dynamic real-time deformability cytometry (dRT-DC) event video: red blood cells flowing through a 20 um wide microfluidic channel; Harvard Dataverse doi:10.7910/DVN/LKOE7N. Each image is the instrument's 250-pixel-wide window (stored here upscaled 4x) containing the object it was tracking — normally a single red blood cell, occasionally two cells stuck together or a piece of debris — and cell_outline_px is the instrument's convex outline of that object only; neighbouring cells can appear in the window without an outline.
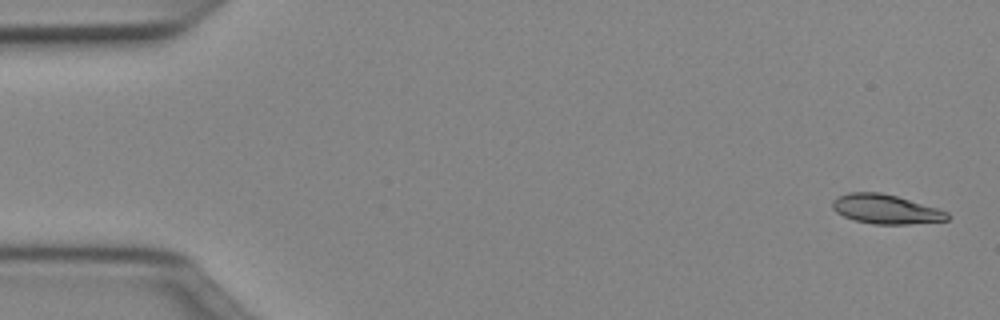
{"species": "Egyptian fruit bat (a non-hibernating species)", "species_latin": "Rousettus aegyptiacus", "temperature_condition": "cold", "stored_images_in_passage": 51, "camera_frame_rate_fps": 3000, "um_per_image_px": 0.085, "animal": {"sex": "female"}, "frame": {"image": 1, "passage_image": 2, "time_ms": 0.333, "image_size_px": [1000, 320], "cell_outline_px": [[948, 220], [908, 224], [872, 224], [852, 220], [836, 212], [832, 208], [832, 200], [848, 192], [880, 192], [896, 196], [936, 208], [948, 212]], "centroid_in_image_um": [75.24, 17.78], "position_along_channel_um": 9.8, "area_um2": 19.48}}
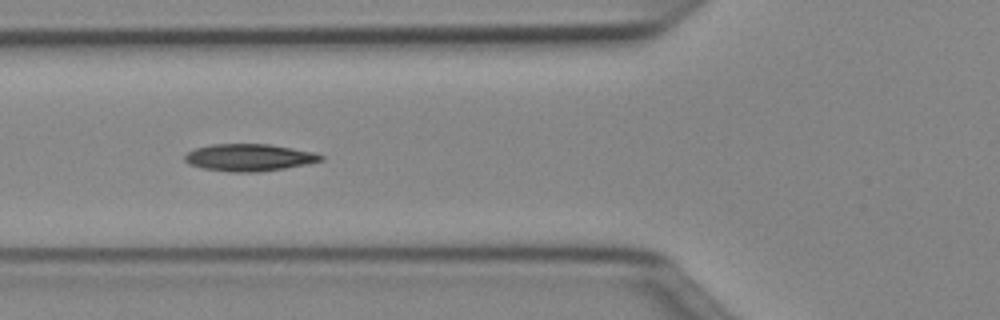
{"frame": {"image": 2, "passage_image": 19, "time_ms": 6.0, "image_size_px": [1000, 320], "cell_outline_px": [[324, 160], [308, 164], [284, 168], [256, 172], [232, 172], [204, 168], [188, 164], [184, 160], [184, 156], [188, 152], [196, 148], [212, 144], [268, 144], [292, 148], [312, 152], [324, 156]], "centroid_in_image_um": [21.18, 13.39], "position_along_channel_um": 104.6, "area_um2": 21.39}}
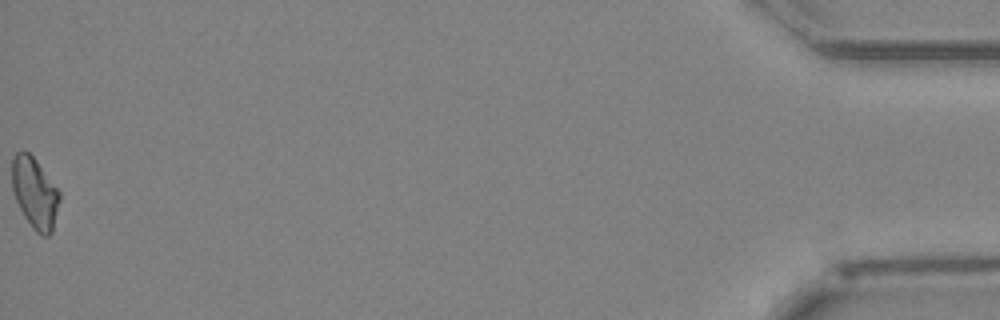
{"frame": {"image": 3, "passage_image": 51, "time_ms": 16.667, "image_size_px": [1000, 320], "cell_outline_px": [[60, 200], [52, 232], [48, 236], [44, 236], [36, 232], [32, 228], [24, 216], [16, 200], [12, 188], [12, 156], [16, 152], [28, 152], [36, 160], [60, 192]], "centroid_in_image_um": [2.96, 16.41], "position_along_channel_um": 432.2, "area_um2": 19.54}, "authors_computed_cell_mechanics": {"area_um2": 19.8832, "velocity_mm_per_s": 4.0112, "shape_relaxation_time_tau1_ms": 4.9629, "shape_relaxation_time_tau2_ms": null, "deformation_change_tau1": 0.1468, "deformation_change_tau2": null}}